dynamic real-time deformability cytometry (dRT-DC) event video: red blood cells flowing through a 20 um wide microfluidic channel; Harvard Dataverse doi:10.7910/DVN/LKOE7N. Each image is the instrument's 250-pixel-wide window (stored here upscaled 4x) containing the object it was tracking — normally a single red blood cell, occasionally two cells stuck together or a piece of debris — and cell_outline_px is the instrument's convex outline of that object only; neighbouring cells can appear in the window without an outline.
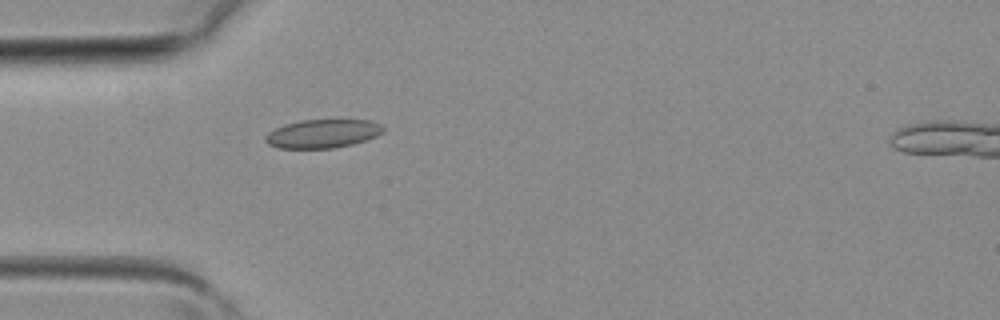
{"species": "common noctule bat (a hibernating species)", "species_latin": "Nyctalus noctula", "temperature_condition": "room temperature", "stored_images_in_passage": 4, "camera_frame_rate_fps": 3000, "um_per_image_px": 0.085, "animal": {"sex": "female", "body_mass_g": 19.3, "forearm_length_mm": 54.1}, "frame": {"image": 1, "passage_image": 4, "time_ms": 1.0, "image_size_px": [1000, 320], "cell_outline_px": [[384, 132], [376, 136], [352, 144], [332, 148], [276, 148], [268, 144], [264, 140], [264, 136], [268, 132], [276, 128], [300, 120], [368, 120], [380, 124], [384, 128]], "centroid_in_image_um": [27.4, 11.36], "position_along_channel_um": 57.6, "area_um2": 19.48}}